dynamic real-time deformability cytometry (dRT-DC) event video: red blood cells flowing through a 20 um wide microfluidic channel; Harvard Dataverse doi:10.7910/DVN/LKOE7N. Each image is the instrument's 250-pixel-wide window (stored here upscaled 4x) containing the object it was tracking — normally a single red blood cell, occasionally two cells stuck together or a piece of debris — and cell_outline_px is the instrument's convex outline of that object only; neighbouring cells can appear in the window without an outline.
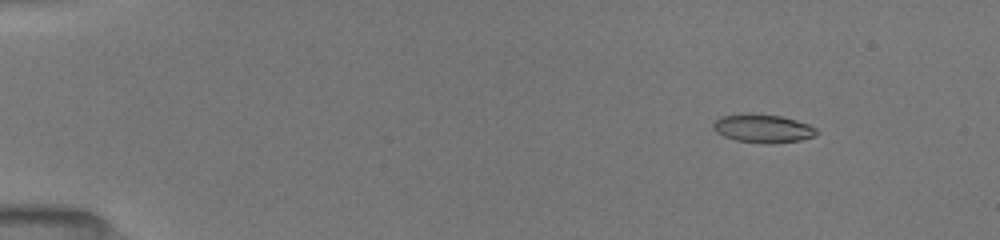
{"species": "common noctule bat (a hibernating species)", "species_latin": "Nyctalus noctula", "temperature_condition": "room temperature", "stored_images_in_passage": 51, "camera_frame_rate_fps": 3000, "um_per_image_px": 0.085, "animal": {"sex": "female", "body_mass_g": 19.5, "forearm_length_mm": 54.1}, "frame": {"image": 1, "passage_image": 6, "time_ms": 1.667, "image_size_px": [1000, 240], "cell_outline_px": [[820, 132], [812, 136], [800, 140], [736, 140], [724, 136], [716, 132], [712, 128], [712, 124], [720, 116], [748, 112], [752, 112], [780, 116], [796, 120], [808, 124], [816, 128]], "centroid_in_image_um": [64.79, 10.83], "position_along_channel_um": 20.2, "area_um2": 16.36}}
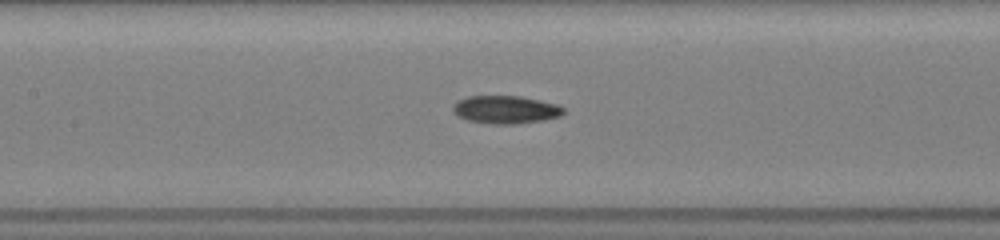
{"frame": {"image": 2, "passage_image": 25, "time_ms": 8.0, "image_size_px": [1000, 240], "cell_outline_px": [[564, 112], [560, 116], [544, 120], [516, 124], [492, 124], [468, 120], [456, 116], [452, 112], [452, 104], [456, 100], [468, 96], [520, 96], [560, 104], [564, 108]], "centroid_in_image_um": [42.95, 9.31], "position_along_channel_um": 164.4, "area_um2": 18.32}}
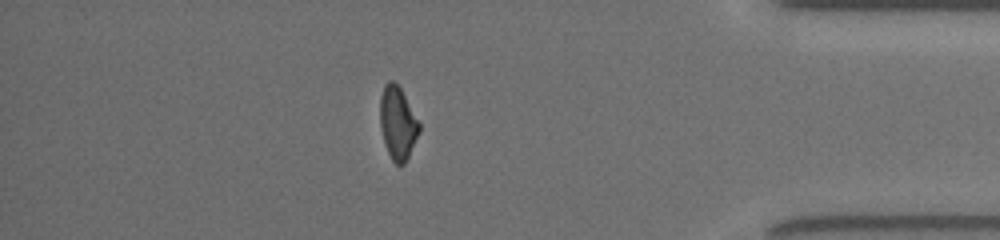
{"frame": {"image": 3, "passage_image": 45, "time_ms": 14.667, "image_size_px": [1000, 240], "cell_outline_px": [[420, 132], [404, 164], [396, 164], [392, 160], [388, 152], [384, 140], [380, 124], [380, 96], [384, 84], [388, 80], [392, 80], [400, 88], [420, 124]], "centroid_in_image_um": [33.79, 10.44], "position_along_channel_um": 401.4, "area_um2": 16.36}, "authors_computed_cell_mechanics": {"area_um2": 17.2244, "velocity_mm_per_s": 4.018, "shape_relaxation_time_tau1_ms": 8.8798, "shape_relaxation_time_tau2_ms": 5.0049, "deformation_change_tau1": 0.2405, "deformation_change_tau2": 0.1236}}